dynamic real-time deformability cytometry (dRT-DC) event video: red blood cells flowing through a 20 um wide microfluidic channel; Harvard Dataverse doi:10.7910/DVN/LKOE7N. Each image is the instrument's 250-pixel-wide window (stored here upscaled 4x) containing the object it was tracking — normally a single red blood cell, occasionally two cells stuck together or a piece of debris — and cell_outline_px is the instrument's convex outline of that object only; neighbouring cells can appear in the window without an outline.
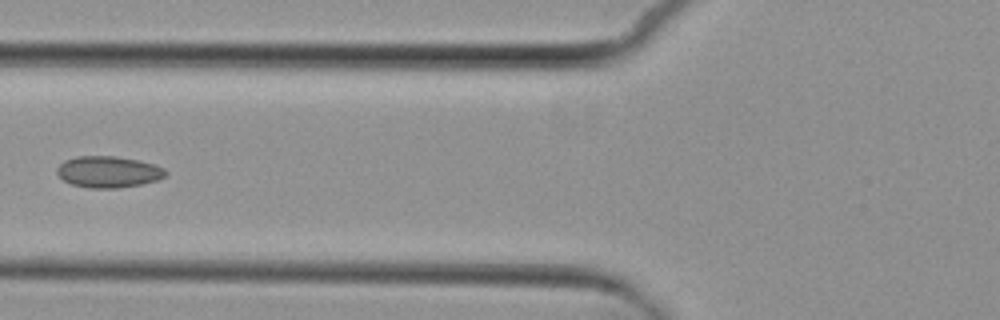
{"species": "common noctule bat (a hibernating species)", "species_latin": "Nyctalus noctula", "temperature_condition": "cold", "stored_images_in_passage": 8, "camera_frame_rate_fps": 3000, "um_per_image_px": 0.085, "animal": {"sex": "female", "body_mass_g": 29.2, "forearm_length_mm": 56.3}, "frame": {"image": 1, "passage_image": 7, "time_ms": 7.0, "image_size_px": [1000, 320], "cell_outline_px": [[168, 172], [164, 176], [156, 180], [140, 184], [116, 188], [88, 188], [72, 184], [64, 180], [56, 172], [56, 168], [64, 160], [76, 156], [116, 156], [156, 164], [164, 168]], "centroid_in_image_um": [9.2, 14.6], "position_along_channel_um": 116.6, "area_um2": 19.83}}
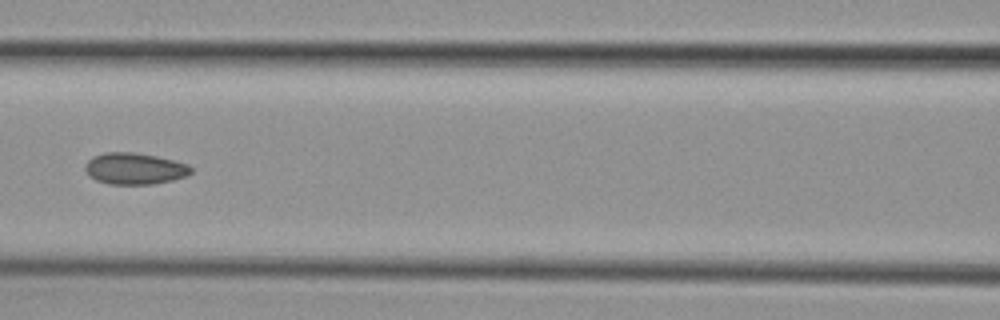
{"frame": {"image": 2, "passage_image": 8, "time_ms": 8.0, "image_size_px": [1000, 320], "cell_outline_px": [[192, 172], [188, 176], [172, 180], [152, 184], [108, 184], [96, 180], [88, 176], [84, 168], [84, 164], [92, 156], [104, 152], [136, 152], [156, 156], [188, 164], [192, 168]], "centroid_in_image_um": [11.41, 14.33], "position_along_channel_um": 155.2, "area_um2": 19.65}}